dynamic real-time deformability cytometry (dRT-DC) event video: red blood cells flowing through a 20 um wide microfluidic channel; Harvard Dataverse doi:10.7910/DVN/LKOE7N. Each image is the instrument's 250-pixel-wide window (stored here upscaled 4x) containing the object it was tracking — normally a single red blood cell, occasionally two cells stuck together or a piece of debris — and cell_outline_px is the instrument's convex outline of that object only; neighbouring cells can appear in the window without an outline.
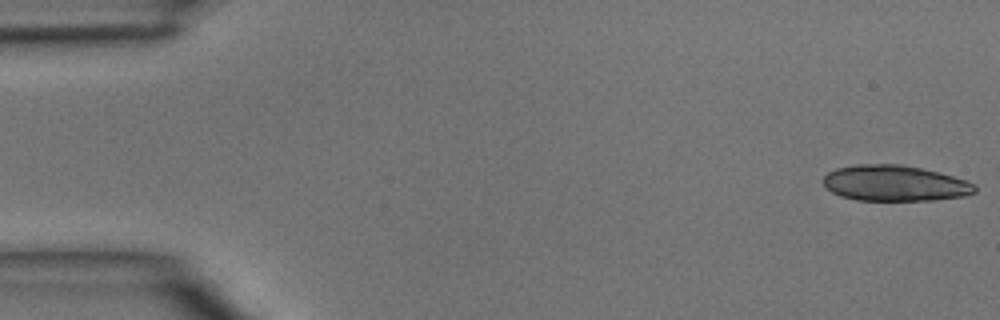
{"species": "common noctule bat (a hibernating species)", "species_latin": "Nyctalus noctula", "temperature_condition": "room temperature", "stored_images_in_passage": 43, "camera_frame_rate_fps": 3000, "um_per_image_px": 0.085, "animal": {"sex": "male", "body_mass_g": 15.6}, "frame": {"image": 1, "passage_image": 1, "time_ms": 0.0, "image_size_px": [1000, 320], "cell_outline_px": [[976, 192], [964, 196], [932, 200], [856, 200], [840, 196], [832, 192], [824, 184], [824, 176], [828, 172], [836, 168], [856, 164], [900, 164], [920, 168], [952, 176], [976, 184]], "centroid_in_image_um": [76.04, 15.57], "position_along_channel_um": 9.0, "area_um2": 31.44}}